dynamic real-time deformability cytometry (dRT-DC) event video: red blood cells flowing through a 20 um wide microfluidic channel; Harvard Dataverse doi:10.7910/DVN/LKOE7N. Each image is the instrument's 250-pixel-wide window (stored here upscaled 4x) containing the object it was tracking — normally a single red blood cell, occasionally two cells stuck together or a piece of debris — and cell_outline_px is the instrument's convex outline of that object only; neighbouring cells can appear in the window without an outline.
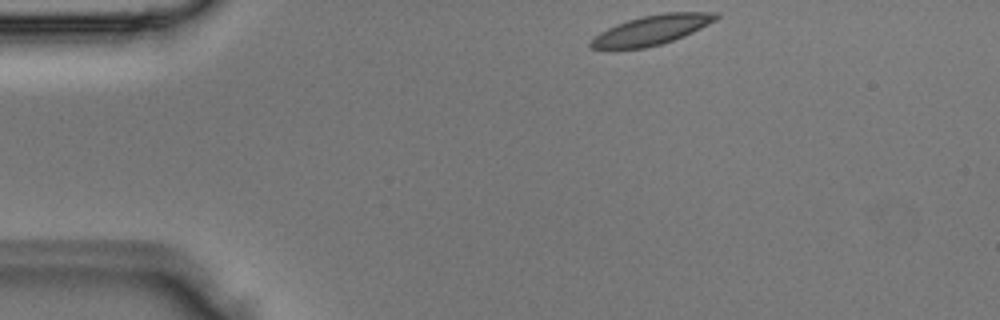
{"species": "Egyptian fruit bat (a non-hibernating species)", "species_latin": "Rousettus aegyptiacus", "temperature_condition": "room temperature", "stored_images_in_passage": 2, "camera_frame_rate_fps": 3000, "um_per_image_px": 0.085, "animal": {"sex": "male"}, "frame": {"image": 1, "passage_image": 1, "time_ms": 0.0, "image_size_px": [1000, 320], "cell_outline_px": [[720, 16], [716, 20], [684, 36], [660, 44], [644, 48], [588, 48], [588, 44], [600, 32], [616, 24], [628, 20], [644, 16], [664, 12], [716, 12]], "centroid_in_image_um": [55.41, 2.54], "position_along_channel_um": 29.6, "area_um2": 21.21}}